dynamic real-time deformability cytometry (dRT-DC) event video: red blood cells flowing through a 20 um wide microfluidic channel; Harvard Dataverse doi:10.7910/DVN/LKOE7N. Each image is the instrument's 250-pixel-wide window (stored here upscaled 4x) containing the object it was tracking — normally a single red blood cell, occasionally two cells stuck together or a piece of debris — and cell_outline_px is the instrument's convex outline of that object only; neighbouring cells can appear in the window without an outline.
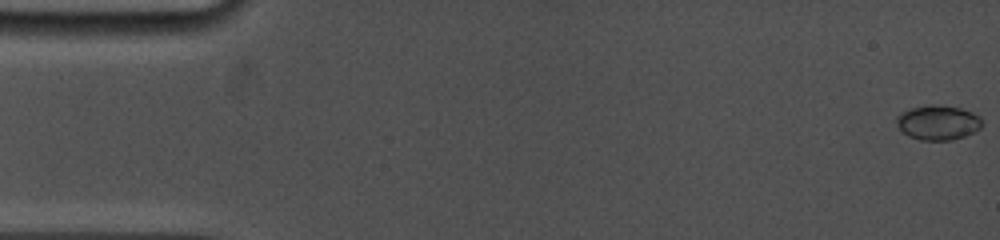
{"species": "common noctule bat (a hibernating species)", "species_latin": "Nyctalus noctula", "temperature_condition": "cold", "stored_images_in_passage": 49, "camera_frame_rate_fps": 5000, "um_per_image_px": 0.085, "animal": {"sex": "female", "body_mass_g": 19.0, "forearm_length_mm": 53.3}, "frame": {"image": 1, "passage_image": 1, "time_ms": 0.0, "image_size_px": [1000, 240], "cell_outline_px": [[980, 128], [964, 136], [952, 140], [920, 140], [908, 136], [896, 124], [896, 116], [900, 112], [912, 108], [932, 104], [936, 104], [960, 108], [972, 112], [980, 116]], "centroid_in_image_um": [79.69, 10.41], "position_along_channel_um": 5.3, "area_um2": 17.17}}
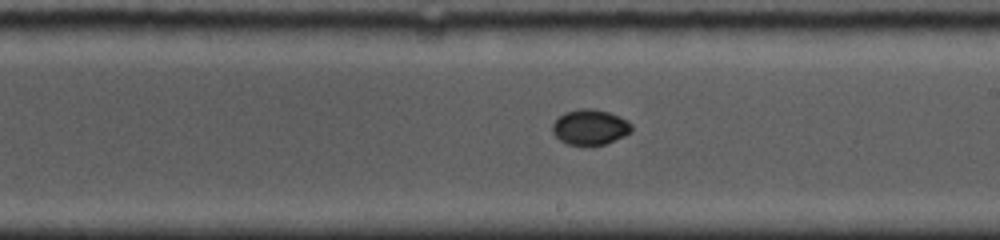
{"frame": {"image": 2, "passage_image": 28, "time_ms": 9.6, "image_size_px": [1000, 240], "cell_outline_px": [[632, 132], [624, 136], [604, 144], [568, 144], [560, 140], [552, 132], [552, 124], [564, 112], [580, 108], [592, 108], [608, 112], [628, 120], [632, 124]], "centroid_in_image_um": [50.17, 10.78], "position_along_channel_um": 238.8, "area_um2": 16.18}}
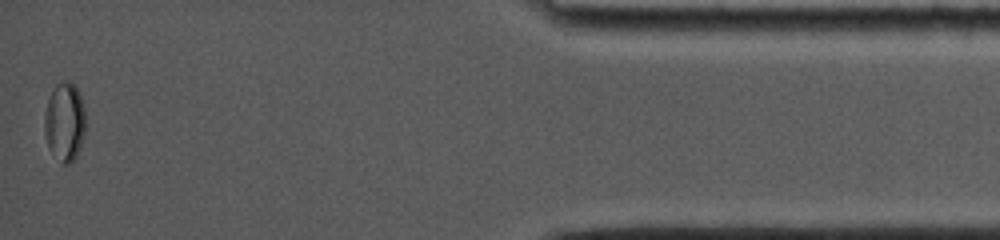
{"frame": {"image": 3, "passage_image": 49, "time_ms": 16.0, "image_size_px": [1000, 240], "cell_outline_px": [[84, 136], [80, 148], [76, 156], [68, 164], [64, 164], [48, 148], [44, 132], [44, 116], [48, 100], [56, 84], [68, 80], [80, 92], [84, 108]], "centroid_in_image_um": [5.49, 10.35], "position_along_channel_um": 429.7, "area_um2": 18.67}}